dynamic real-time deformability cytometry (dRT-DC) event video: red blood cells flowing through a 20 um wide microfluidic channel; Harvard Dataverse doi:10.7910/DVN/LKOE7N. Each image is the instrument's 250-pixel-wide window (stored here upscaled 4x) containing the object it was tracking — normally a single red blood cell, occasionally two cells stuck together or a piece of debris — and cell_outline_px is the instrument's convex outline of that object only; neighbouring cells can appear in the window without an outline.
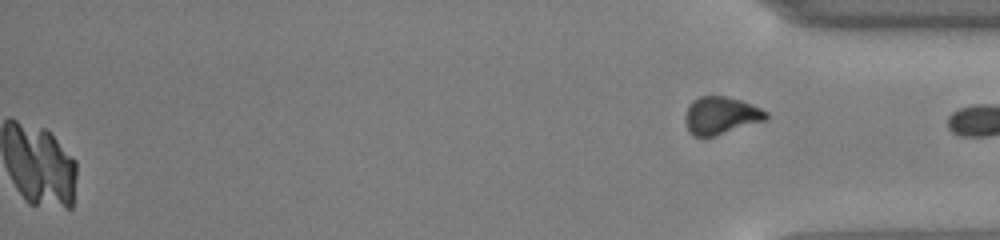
{"species": "common noctule bat (a hibernating species)", "species_latin": "Nyctalus noctula", "temperature_condition": "cold", "stored_images_in_passage": 46, "camera_frame_rate_fps": 3000, "um_per_image_px": 0.085, "animal": {"sex": "male", "body_mass_g": 13.0, "forearm_length_mm": 53.1}, "frame": {"image": 1, "passage_image": 46, "time_ms": 15.0, "image_size_px": [1000, 240], "cell_outline_px": [[768, 120], [712, 136], [692, 136], [688, 132], [684, 120], [684, 116], [692, 100], [700, 96], [724, 96], [740, 100], [760, 108], [768, 112]], "centroid_in_image_um": [61.26, 9.82], "position_along_channel_um": 373.9, "area_um2": 17.69}}